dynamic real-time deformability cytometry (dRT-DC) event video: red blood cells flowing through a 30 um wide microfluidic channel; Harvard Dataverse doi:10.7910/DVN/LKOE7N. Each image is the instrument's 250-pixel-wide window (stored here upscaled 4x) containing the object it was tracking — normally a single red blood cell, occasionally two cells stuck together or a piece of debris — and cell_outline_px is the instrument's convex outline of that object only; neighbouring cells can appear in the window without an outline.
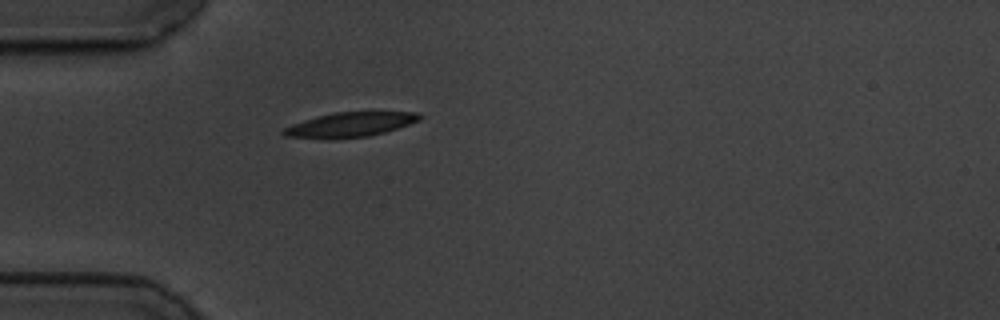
{"species": "common noctule bat (a hibernating species)", "species_latin": "Nyctalus noctula", "temperature_condition": "cold", "stored_images_in_passage": 42, "camera_frame_rate_fps": 3000, "um_per_image_px": 0.085, "animal": {"sex": "male", "body_mass_g": 19.5, "forearm_length_mm": 54.6}, "frame": {"image": 1, "passage_image": 1, "time_ms": 0.0, "image_size_px": [1000, 320], "cell_outline_px": [[424, 116], [420, 120], [384, 132], [368, 136], [284, 136], [280, 132], [284, 128], [292, 124], [316, 116], [336, 112], [416, 112]], "centroid_in_image_um": [29.83, 10.54], "position_along_channel_um": 55.2, "area_um2": 18.44}}
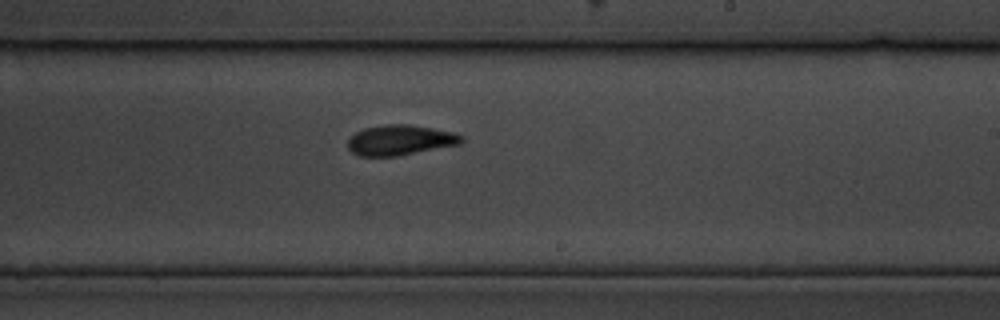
{"frame": {"image": 2, "passage_image": 19, "time_ms": 6.0, "image_size_px": [1000, 320], "cell_outline_px": [[464, 140], [460, 144], [396, 156], [360, 156], [352, 152], [348, 148], [348, 140], [356, 132], [364, 128], [384, 124], [408, 124], [432, 128], [452, 132], [464, 136]], "centroid_in_image_um": [34.01, 11.9], "position_along_channel_um": 255.0, "area_um2": 19.94}}
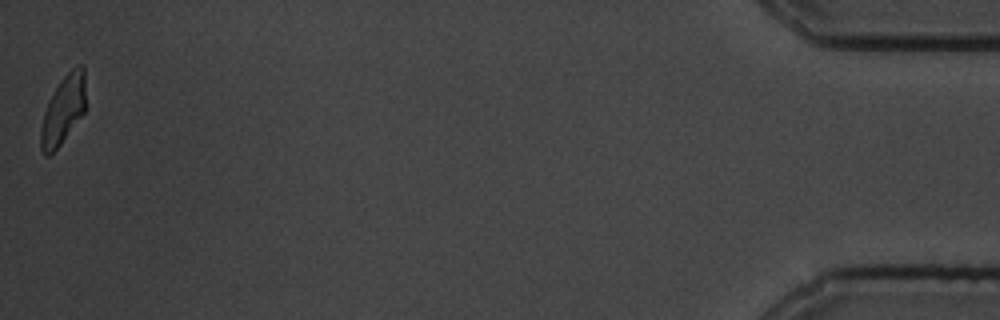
{"frame": {"image": 3, "passage_image": 42, "time_ms": 13.667, "image_size_px": [1000, 320], "cell_outline_px": [[84, 112], [60, 144], [48, 156], [44, 156], [40, 148], [40, 128], [44, 112], [60, 80], [76, 64], [84, 64]], "centroid_in_image_um": [5.35, 9.34], "position_along_channel_um": 429.8, "area_um2": 17.51}, "authors_computed_cell_mechanics": {"area_um2": 19.7965, "velocity_mm_per_s": 3.4589, "shape_relaxation_time_tau1_ms": 3.5754, "shape_relaxation_time_tau2_ms": 2.8522, "deformation_change_tau1": 0.1239, "deformation_change_tau2": 0.085}}